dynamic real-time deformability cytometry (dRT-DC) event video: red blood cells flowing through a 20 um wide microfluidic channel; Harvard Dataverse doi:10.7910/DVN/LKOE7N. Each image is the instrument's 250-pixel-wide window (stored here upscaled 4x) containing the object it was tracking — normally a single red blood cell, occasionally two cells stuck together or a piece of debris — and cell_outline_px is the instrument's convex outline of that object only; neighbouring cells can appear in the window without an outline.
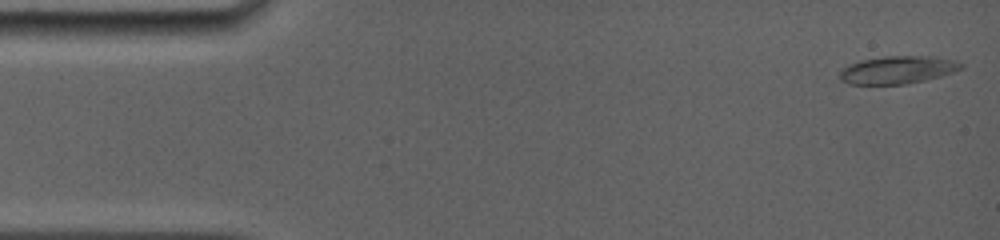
{"species": "common noctule bat (a hibernating species)", "species_latin": "Nyctalus noctula", "temperature_condition": "room temperature", "stored_images_in_passage": 46, "camera_frame_rate_fps": 5000, "um_per_image_px": 0.085, "animal": {"sex": "female", "body_mass_g": 19.0, "forearm_length_mm": 56.7}, "frame": {"image": 1, "passage_image": 2, "time_ms": 0.2, "image_size_px": [1000, 240], "cell_outline_px": [[964, 68], [940, 76], [924, 80], [904, 84], [848, 84], [840, 80], [840, 68], [848, 64], [860, 60], [884, 56], [936, 56], [956, 60], [964, 64]], "centroid_in_image_um": [76.29, 5.92], "position_along_channel_um": 8.7, "area_um2": 19.83}}
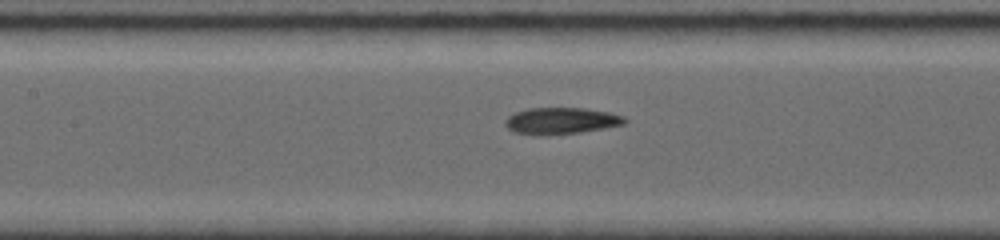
{"frame": {"image": 2, "passage_image": 21, "time_ms": 7.0, "image_size_px": [1000, 240], "cell_outline_px": [[628, 120], [624, 124], [604, 128], [580, 132], [540, 136], [536, 136], [512, 132], [504, 124], [504, 120], [508, 116], [516, 112], [528, 108], [584, 108], [608, 112], [624, 116]], "centroid_in_image_um": [47.65, 10.28], "position_along_channel_um": 159.7, "area_um2": 18.67}}
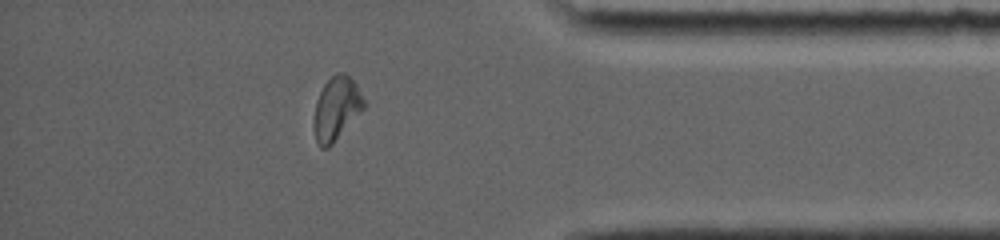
{"frame": {"image": 3, "passage_image": 40, "time_ms": 13.6, "image_size_px": [1000, 240], "cell_outline_px": [[364, 108], [332, 144], [328, 148], [320, 148], [316, 140], [312, 124], [316, 100], [324, 84], [336, 72], [344, 72], [356, 84], [364, 100]], "centroid_in_image_um": [28.55, 9.23], "position_along_channel_um": 406.6, "area_um2": 18.32}, "authors_computed_cell_mechanics": {"area_um2": 18.5827, "velocity_mm_per_s": 3.9354, "shape_relaxation_time_tau1_ms": null, "shape_relaxation_time_tau2_ms": 2.7088, "deformation_change_tau1": null, "deformation_change_tau2": 0.0694}}